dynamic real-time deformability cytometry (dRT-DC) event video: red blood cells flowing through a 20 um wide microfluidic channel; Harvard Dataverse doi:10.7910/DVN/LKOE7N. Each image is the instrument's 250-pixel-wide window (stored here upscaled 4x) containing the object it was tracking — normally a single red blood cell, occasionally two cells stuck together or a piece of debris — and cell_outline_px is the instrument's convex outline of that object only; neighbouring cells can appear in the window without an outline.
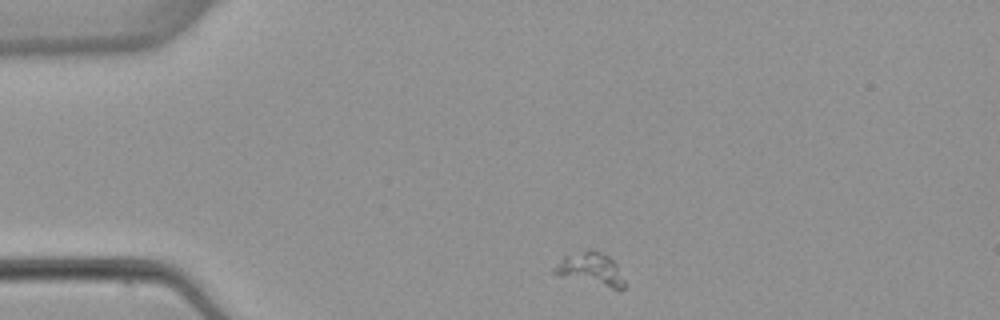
{"species": "common noctule bat (a hibernating species)", "species_latin": "Nyctalus noctula", "temperature_condition": "warm", "stored_images_in_passage": 2, "camera_frame_rate_fps": 3000, "um_per_image_px": 0.085, "animal": {"sex": "female", "body_mass_g": 22.7, "forearm_length_mm": 54.2}, "frame": {"image": 1, "passage_image": 1, "time_ms": 0.0, "image_size_px": [1000, 320], "cell_outline_px": [[624, 288], [612, 288], [560, 276], [552, 272], [552, 268], [564, 256], [588, 248], [592, 248], [604, 252], [616, 264], [624, 280]], "centroid_in_image_um": [50.18, 22.82], "position_along_channel_um": 34.8, "area_um2": 13.41}}